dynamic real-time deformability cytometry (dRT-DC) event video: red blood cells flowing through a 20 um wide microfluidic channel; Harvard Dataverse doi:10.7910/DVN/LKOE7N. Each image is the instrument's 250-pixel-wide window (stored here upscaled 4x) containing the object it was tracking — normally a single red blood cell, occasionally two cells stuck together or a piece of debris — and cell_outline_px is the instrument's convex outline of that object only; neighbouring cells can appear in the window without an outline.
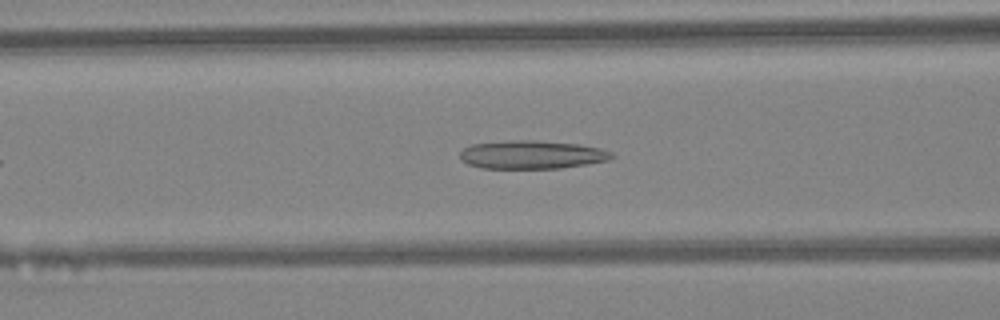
{"species": "Egyptian fruit bat (a non-hibernating species)", "species_latin": "Rousettus aegyptiacus", "temperature_condition": "warm", "stored_images_in_passage": 29, "camera_frame_rate_fps": 3000, "um_per_image_px": 0.085, "animal": {"sex": "female"}, "frame": {"image": 1, "passage_image": 10, "time_ms": 3.0, "image_size_px": [1000, 320], "cell_outline_px": [[612, 156], [608, 160], [588, 164], [560, 168], [480, 168], [468, 164], [460, 160], [460, 152], [464, 148], [472, 144], [508, 140], [536, 140], [576, 144], [600, 148], [612, 152]], "centroid_in_image_um": [45.16, 13.15], "position_along_channel_um": 121.4, "area_um2": 25.03}}
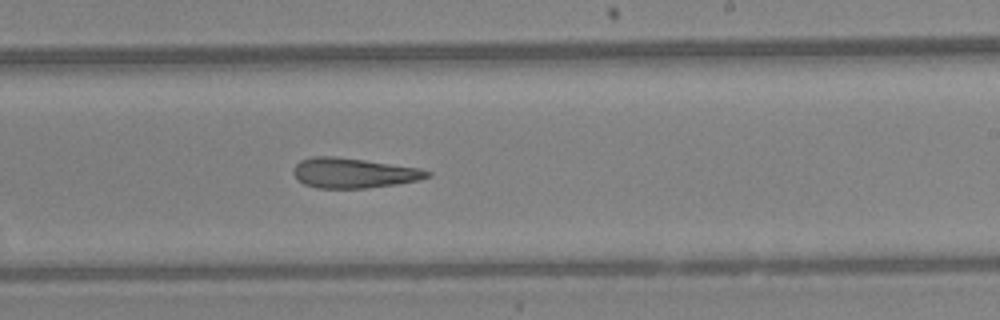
{"frame": {"image": 2, "passage_image": 19, "time_ms": 6.0, "image_size_px": [1000, 320], "cell_outline_px": [[432, 176], [416, 180], [396, 184], [368, 188], [316, 188], [304, 184], [292, 172], [296, 164], [300, 160], [312, 156], [332, 156], [364, 160], [420, 168], [432, 172]], "centroid_in_image_um": [30.05, 14.7], "position_along_channel_um": 258.9, "area_um2": 23.29}}
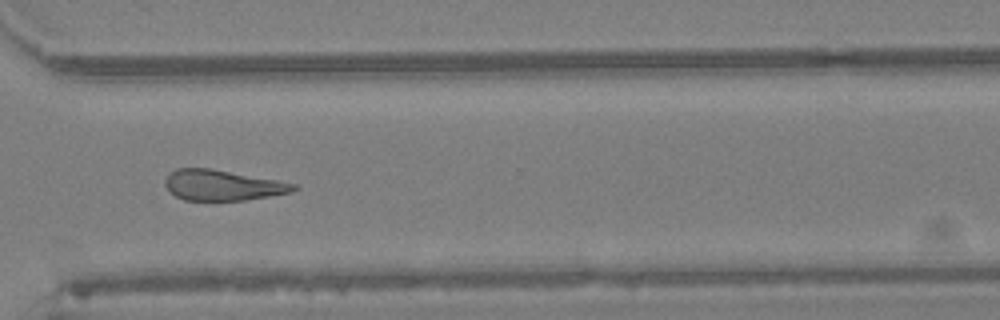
{"frame": {"image": 3, "passage_image": 25, "time_ms": 8.0, "image_size_px": [1000, 320], "cell_outline_px": [[296, 188], [292, 192], [244, 200], [184, 200], [168, 192], [164, 184], [164, 180], [176, 168], [212, 168], [276, 180], [296, 184]], "centroid_in_image_um": [18.86, 15.74], "position_along_channel_um": 351.7, "area_um2": 22.72}, "authors_computed_cell_mechanics": {"area_um2": 23.8714, "velocity_mm_per_s": 4.6117, "shape_relaxation_time_tau1_ms": null, "shape_relaxation_time_tau2_ms": 5.6688, "deformation_change_tau1": null, "deformation_change_tau2": 0.1882}}